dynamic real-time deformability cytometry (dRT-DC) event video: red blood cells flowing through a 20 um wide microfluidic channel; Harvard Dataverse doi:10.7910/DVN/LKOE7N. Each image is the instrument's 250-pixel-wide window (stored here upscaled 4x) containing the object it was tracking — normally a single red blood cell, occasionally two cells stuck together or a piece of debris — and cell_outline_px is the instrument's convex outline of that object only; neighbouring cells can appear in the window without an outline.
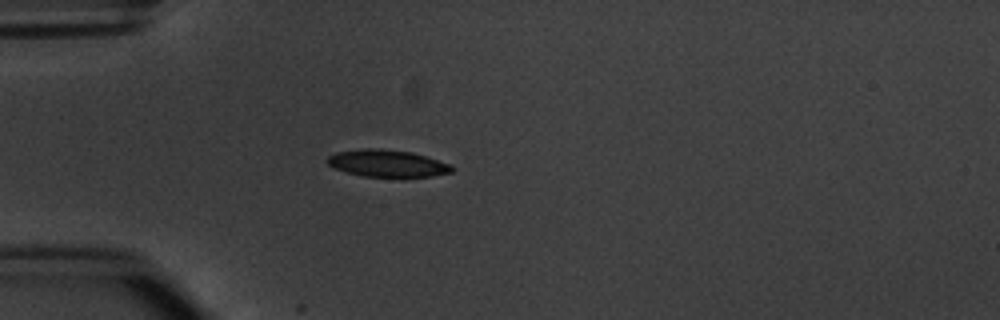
{"species": "common noctule bat (a hibernating species)", "species_latin": "Nyctalus noctula", "temperature_condition": "warm", "stored_images_in_passage": 2, "camera_frame_rate_fps": 3000, "um_per_image_px": 0.085, "animal": {"sex": "male", "body_mass_g": 20.1, "forearm_length_mm": 53.5}, "frame": {"image": 1, "passage_image": 1, "time_ms": 0.0, "image_size_px": [1000, 320], "cell_outline_px": [[456, 168], [452, 172], [432, 176], [404, 180], [400, 180], [364, 176], [348, 172], [336, 168], [328, 164], [324, 160], [328, 156], [336, 152], [364, 148], [380, 148], [412, 152], [452, 164]], "centroid_in_image_um": [32.99, 13.93], "position_along_channel_um": 52.0, "area_um2": 20.63}}